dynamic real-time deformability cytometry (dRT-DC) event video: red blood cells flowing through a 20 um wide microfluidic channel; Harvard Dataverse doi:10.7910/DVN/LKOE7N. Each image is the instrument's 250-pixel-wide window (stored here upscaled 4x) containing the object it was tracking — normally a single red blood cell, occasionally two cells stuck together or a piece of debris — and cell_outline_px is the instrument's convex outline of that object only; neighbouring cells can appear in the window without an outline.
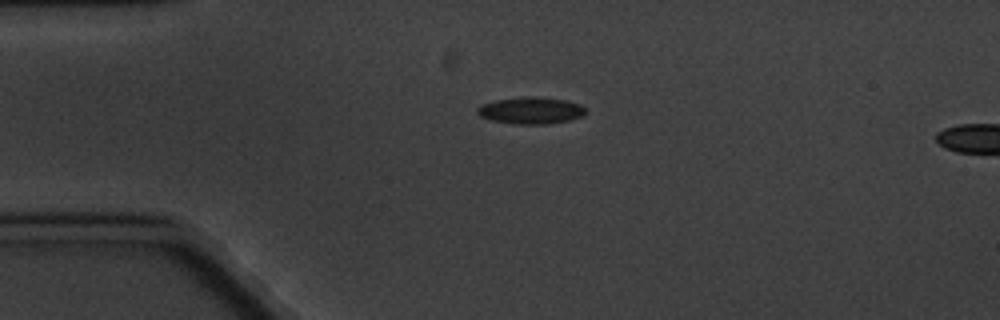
{"species": "common noctule bat (a hibernating species)", "species_latin": "Nyctalus noctula", "temperature_condition": "cold", "stored_images_in_passage": 3, "camera_frame_rate_fps": 3000, "um_per_image_px": 0.085, "animal": {"sex": "male", "body_mass_g": 20.1, "forearm_length_mm": 53.5}, "frame": {"image": 1, "passage_image": 1, "time_ms": 0.0, "image_size_px": [1000, 320], "cell_outline_px": [[584, 116], [572, 120], [548, 124], [512, 124], [488, 120], [480, 116], [476, 112], [476, 108], [480, 104], [496, 100], [532, 96], [536, 96], [564, 100], [580, 104], [584, 108]], "centroid_in_image_um": [45.09, 9.41], "position_along_channel_um": 39.9, "area_um2": 17.11}}